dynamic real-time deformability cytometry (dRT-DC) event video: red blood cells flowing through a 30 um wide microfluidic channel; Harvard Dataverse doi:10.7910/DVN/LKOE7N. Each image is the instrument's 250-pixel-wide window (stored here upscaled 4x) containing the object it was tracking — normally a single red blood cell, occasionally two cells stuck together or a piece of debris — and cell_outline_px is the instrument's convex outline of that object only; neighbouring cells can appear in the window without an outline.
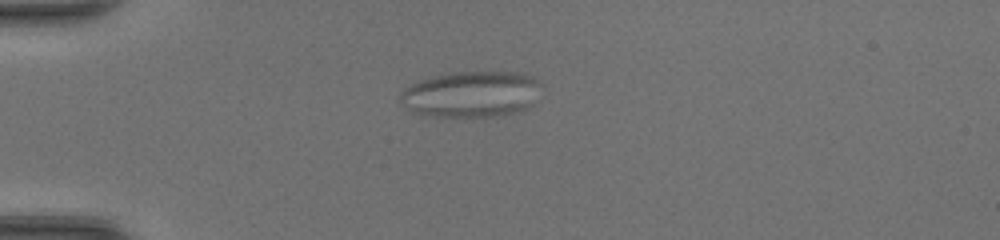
{"species": "common noctule bat (a hibernating species)", "species_latin": "Nyctalus noctula", "temperature_condition": "room temperature", "stored_images_in_passage": 53, "camera_frame_rate_fps": 3000, "um_per_image_px": 0.085, "animal": {"sex": "female", "body_mass_g": 20.0, "forearm_length_mm": 54.0}, "frame": {"image": 1, "passage_image": 16, "time_ms": 5.0, "image_size_px": [1000, 240], "cell_outline_px": [[532, 80], [524, 104], [520, 108], [512, 112], [492, 116], [424, 116], [400, 100], [400, 92], [412, 84], [420, 80], [452, 72], [508, 72], [524, 76]], "centroid_in_image_um": [39.76, 8.0], "position_along_channel_um": 45.2, "area_um2": 34.8}}
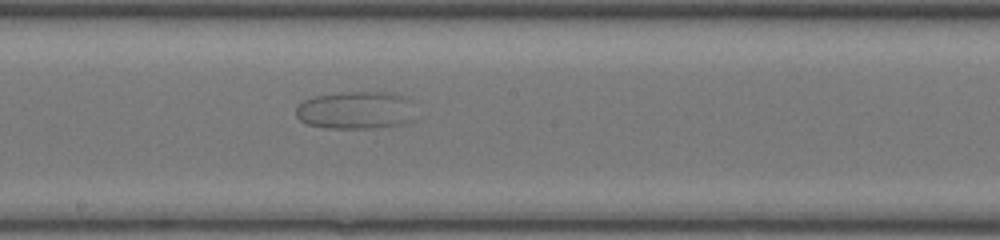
{"frame": {"image": 2, "passage_image": 31, "time_ms": 10.0, "image_size_px": [1000, 240], "cell_outline_px": [[400, 96], [396, 124], [372, 128], [328, 128], [308, 124], [300, 120], [296, 116], [296, 108], [304, 100], [316, 96], [340, 92], [396, 92]], "centroid_in_image_um": [29.79, 9.35], "position_along_channel_um": 218.4, "area_um2": 23.64}}
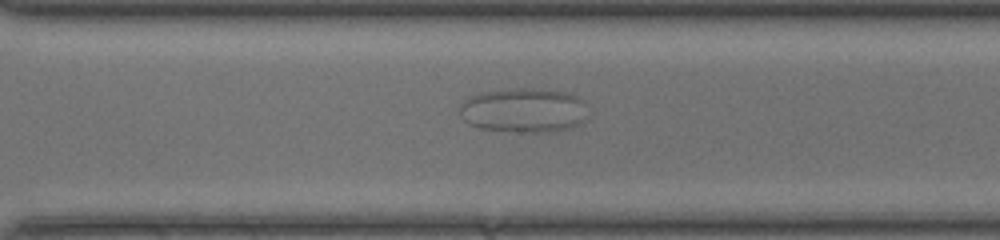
{"frame": {"image": 3, "passage_image": 39, "time_ms": 12.667, "image_size_px": [1000, 240], "cell_outline_px": [[584, 120], [572, 128], [548, 132], [516, 132], [480, 128], [468, 124], [464, 120], [460, 112], [460, 104], [464, 100], [480, 92], [516, 88], [540, 88], [564, 92], [576, 96], [584, 100]], "centroid_in_image_um": [44.49, 9.37], "position_along_channel_um": 326.1, "area_um2": 33.29}}